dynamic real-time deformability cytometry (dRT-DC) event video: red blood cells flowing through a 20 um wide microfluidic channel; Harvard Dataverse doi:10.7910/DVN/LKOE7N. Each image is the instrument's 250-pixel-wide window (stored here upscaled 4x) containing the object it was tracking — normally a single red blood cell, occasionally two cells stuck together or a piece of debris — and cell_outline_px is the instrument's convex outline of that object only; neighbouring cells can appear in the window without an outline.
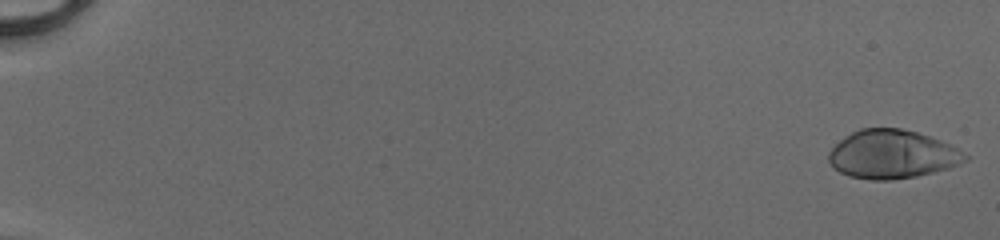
{"species": "human", "species_latin": "Homo sapiens", "temperature_condition": "cold", "stored_images_in_passage": 52, "camera_frame_rate_fps": 3000, "um_per_image_px": 0.085, "donor": {"sex": "male"}, "frame": {"image": 1, "passage_image": 1, "time_ms": 0.0, "image_size_px": [1000, 240], "cell_outline_px": [[968, 160], [960, 164], [948, 168], [916, 176], [892, 180], [872, 180], [848, 176], [840, 172], [828, 160], [828, 152], [844, 136], [860, 128], [900, 128], [916, 132], [940, 140], [956, 148], [968, 156]], "centroid_in_image_um": [75.82, 13.12], "position_along_channel_um": 9.2, "area_um2": 38.38}}
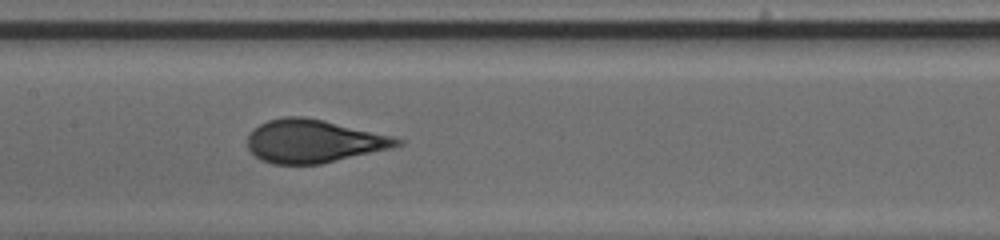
{"frame": {"image": 2, "passage_image": 28, "time_ms": 9.0, "image_size_px": [1000, 240], "cell_outline_px": [[404, 144], [392, 148], [320, 164], [272, 164], [260, 160], [248, 148], [248, 136], [260, 124], [268, 120], [284, 116], [304, 116], [324, 120], [396, 136], [404, 140]], "centroid_in_image_um": [26.71, 11.99], "position_along_channel_um": 180.7, "area_um2": 37.74}}
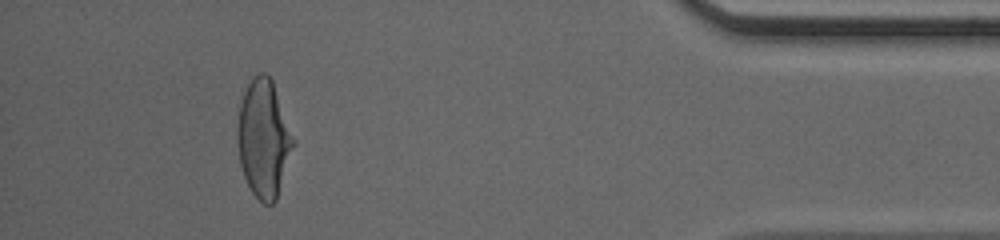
{"frame": {"image": 3, "passage_image": 48, "time_ms": 15.667, "image_size_px": [1000, 240], "cell_outline_px": [[296, 144], [276, 200], [272, 204], [264, 204], [252, 192], [244, 176], [240, 164], [236, 140], [236, 128], [240, 104], [244, 92], [248, 84], [260, 72], [264, 72], [272, 80], [296, 140]], "centroid_in_image_um": [22.43, 11.8], "position_along_channel_um": 412.8, "area_um2": 38.55}, "authors_computed_cell_mechanics": {"area_um2": 37.6278, "velocity_mm_per_s": 4.1427, "shape_relaxation_time_tau1_ms": 3.4268, "shape_relaxation_time_tau2_ms": null, "deformation_change_tau1": 0.1892, "deformation_change_tau2": null}}